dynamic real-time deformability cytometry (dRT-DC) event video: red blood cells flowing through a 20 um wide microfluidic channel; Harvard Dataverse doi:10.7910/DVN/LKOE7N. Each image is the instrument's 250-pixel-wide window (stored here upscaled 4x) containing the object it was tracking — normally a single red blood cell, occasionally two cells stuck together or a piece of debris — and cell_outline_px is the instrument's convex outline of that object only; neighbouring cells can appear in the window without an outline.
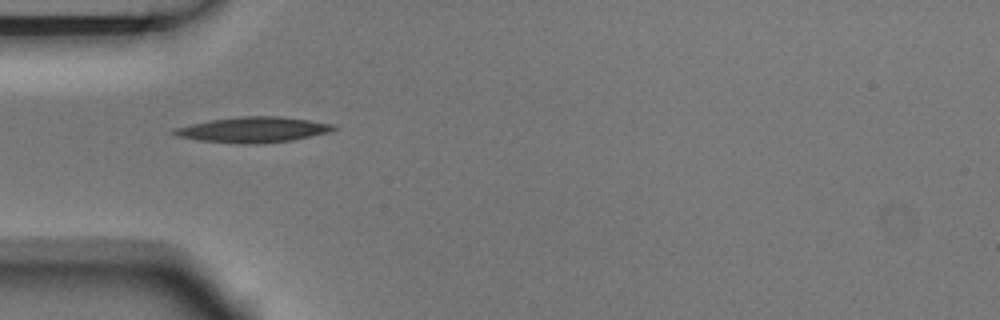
{"species": "Egyptian fruit bat (a non-hibernating species)", "species_latin": "Rousettus aegyptiacus", "temperature_condition": "room temperature", "stored_images_in_passage": 6, "camera_frame_rate_fps": 3000, "um_per_image_px": 0.085, "animal": {"sex": "male"}, "frame": {"image": 1, "passage_image": 5, "time_ms": 1.333, "image_size_px": [1000, 320], "cell_outline_px": [[336, 128], [328, 132], [292, 140], [256, 144], [244, 144], [200, 140], [180, 136], [172, 132], [176, 128], [192, 124], [212, 120], [240, 116], [280, 116], [308, 120], [332, 124]], "centroid_in_image_um": [21.55, 11.02], "position_along_channel_um": 63.5, "area_um2": 23.12}}
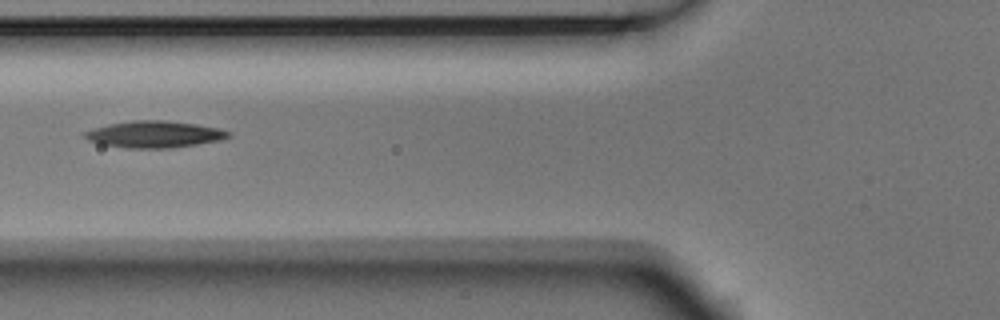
{"frame": {"image": 2, "passage_image": 6, "time_ms": 1.667, "image_size_px": [1000, 320], "cell_outline_px": [[232, 136], [220, 140], [196, 144], [168, 148], [128, 148], [100, 144], [88, 140], [84, 136], [84, 132], [92, 128], [108, 124], [132, 120], [164, 120], [196, 124], [220, 128], [232, 132]], "centroid_in_image_um": [13.13, 11.41], "position_along_channel_um": 112.7, "area_um2": 22.43}}